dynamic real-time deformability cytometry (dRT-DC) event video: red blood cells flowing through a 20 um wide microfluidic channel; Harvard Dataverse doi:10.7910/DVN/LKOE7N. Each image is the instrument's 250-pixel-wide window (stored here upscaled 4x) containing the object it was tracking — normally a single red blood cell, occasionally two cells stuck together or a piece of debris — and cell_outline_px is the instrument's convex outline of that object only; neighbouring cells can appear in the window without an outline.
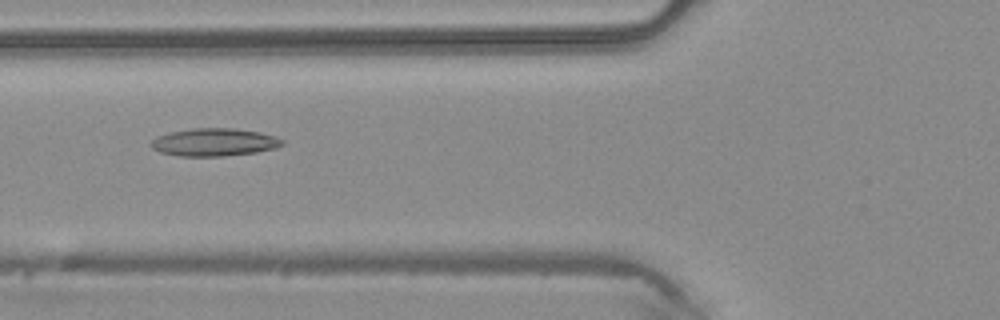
{"species": "common noctule bat (a hibernating species)", "species_latin": "Nyctalus noctula", "temperature_condition": "warm", "stored_images_in_passage": 34, "camera_frame_rate_fps": 3000, "um_per_image_px": 0.085, "animal": {"sex": "male", "body_mass_g": 20.4}, "frame": {"image": 1, "passage_image": 5, "time_ms": 1.333, "image_size_px": [1000, 320], "cell_outline_px": [[284, 144], [276, 148], [256, 152], [224, 156], [180, 156], [160, 152], [152, 148], [152, 140], [156, 136], [172, 132], [196, 128], [232, 128], [260, 132], [276, 136], [284, 140]], "centroid_in_image_um": [18.25, 12.09], "position_along_channel_um": 107.5, "area_um2": 21.15}}
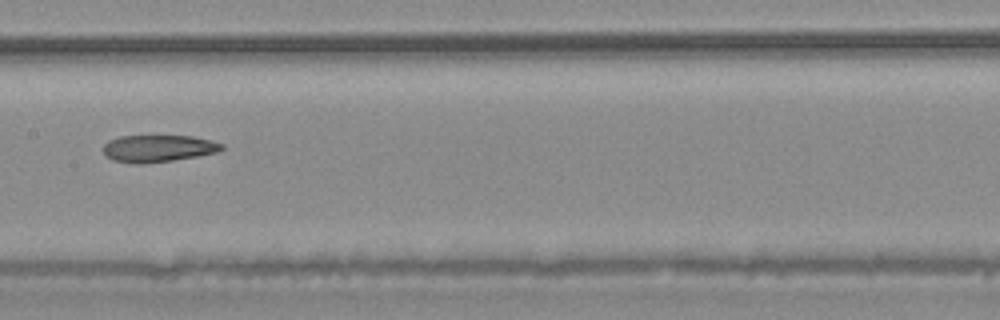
{"frame": {"image": 2, "passage_image": 11, "time_ms": 3.333, "image_size_px": [1000, 320], "cell_outline_px": [[224, 148], [220, 152], [172, 160], [140, 164], [132, 164], [112, 160], [104, 156], [104, 144], [108, 140], [120, 136], [192, 136], [212, 140], [224, 144]], "centroid_in_image_um": [13.44, 12.62], "position_along_channel_um": 194.0, "area_um2": 18.84}}
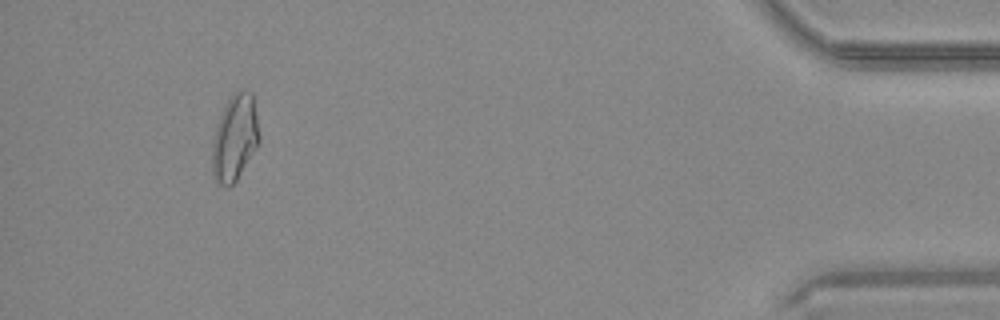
{"frame": {"image": 3, "passage_image": 31, "time_ms": 10.0, "image_size_px": [1000, 320], "cell_outline_px": [[260, 140], [256, 148], [236, 180], [228, 188], [220, 184], [216, 180], [212, 172], [212, 144], [216, 128], [220, 116], [232, 92], [244, 88], [252, 92], [260, 136]], "centroid_in_image_um": [19.97, 11.69], "position_along_channel_um": 415.2, "area_um2": 23.52}}